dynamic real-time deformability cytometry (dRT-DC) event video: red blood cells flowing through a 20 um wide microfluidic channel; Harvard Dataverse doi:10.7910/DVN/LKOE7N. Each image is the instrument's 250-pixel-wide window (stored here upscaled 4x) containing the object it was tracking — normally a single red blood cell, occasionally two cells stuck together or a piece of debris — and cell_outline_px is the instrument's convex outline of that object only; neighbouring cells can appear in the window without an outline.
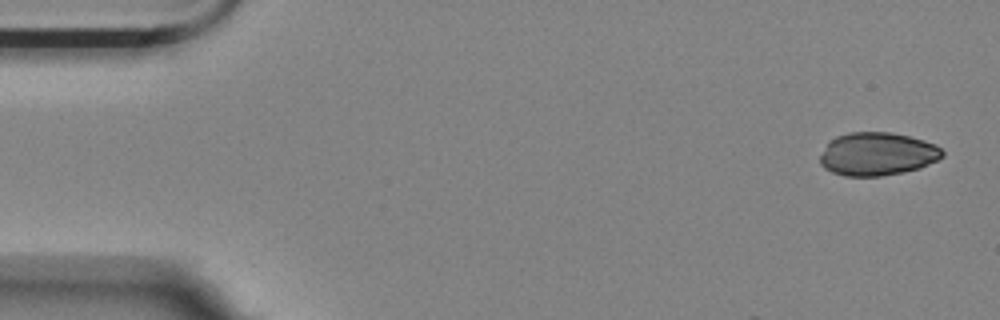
{"species": "Egyptian fruit bat (a non-hibernating species)", "species_latin": "Rousettus aegyptiacus", "temperature_condition": "room temperature", "stored_images_in_passage": 4, "camera_frame_rate_fps": 3000, "um_per_image_px": 0.085, "animal": {"sex": "female"}, "frame": {"image": 1, "passage_image": 1, "time_ms": 0.0, "image_size_px": [1000, 320], "cell_outline_px": [[944, 156], [920, 168], [904, 172], [880, 176], [844, 176], [832, 172], [824, 168], [820, 164], [820, 156], [828, 140], [836, 136], [848, 132], [892, 132], [924, 140], [936, 144], [944, 152]], "centroid_in_image_um": [74.55, 13.08], "position_along_channel_um": 10.5, "area_um2": 30.98}}